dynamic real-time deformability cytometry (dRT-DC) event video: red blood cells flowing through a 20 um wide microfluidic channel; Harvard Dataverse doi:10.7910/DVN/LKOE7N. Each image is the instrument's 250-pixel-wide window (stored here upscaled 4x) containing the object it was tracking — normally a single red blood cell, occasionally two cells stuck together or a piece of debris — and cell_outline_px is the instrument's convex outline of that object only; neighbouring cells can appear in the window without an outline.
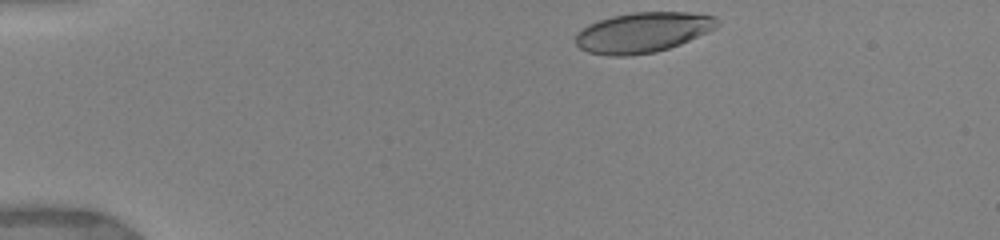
{"species": "human", "species_latin": "Homo sapiens", "temperature_condition": "warm", "stored_images_in_passage": 16, "camera_frame_rate_fps": 3000, "um_per_image_px": 0.085, "donor": {"sex": "female"}, "frame": {"image": 1, "passage_image": 1, "time_ms": 0.0, "image_size_px": [1000, 240], "cell_outline_px": [[720, 24], [716, 28], [708, 32], [680, 44], [656, 52], [628, 56], [608, 56], [588, 52], [580, 48], [576, 44], [576, 36], [588, 24], [612, 16], [632, 12], [688, 12], [716, 16], [720, 20]], "centroid_in_image_um": [54.68, 2.75], "position_along_channel_um": 30.3, "area_um2": 33.23}}
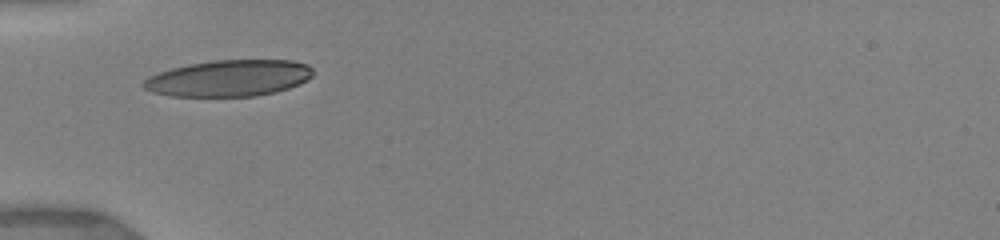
{"frame": {"image": 2, "passage_image": 6, "time_ms": 2.667, "image_size_px": [1000, 240], "cell_outline_px": [[312, 76], [300, 84], [276, 92], [256, 96], [168, 96], [152, 92], [144, 88], [140, 84], [148, 76], [172, 68], [188, 64], [212, 60], [292, 60], [308, 64], [312, 68]], "centroid_in_image_um": [19.45, 6.64], "position_along_channel_um": 65.6, "area_um2": 36.13}}
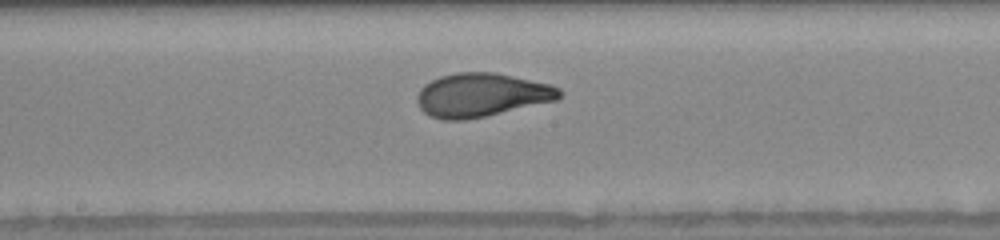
{"frame": {"image": 3, "passage_image": 15, "time_ms": 6.333, "image_size_px": [1000, 240], "cell_outline_px": [[564, 92], [556, 100], [484, 116], [464, 120], [444, 120], [428, 116], [420, 108], [416, 100], [416, 96], [420, 88], [424, 84], [440, 76], [456, 72], [492, 72], [552, 84], [560, 88]], "centroid_in_image_um": [40.9, 8.07], "position_along_channel_um": 207.3, "area_um2": 36.18}}